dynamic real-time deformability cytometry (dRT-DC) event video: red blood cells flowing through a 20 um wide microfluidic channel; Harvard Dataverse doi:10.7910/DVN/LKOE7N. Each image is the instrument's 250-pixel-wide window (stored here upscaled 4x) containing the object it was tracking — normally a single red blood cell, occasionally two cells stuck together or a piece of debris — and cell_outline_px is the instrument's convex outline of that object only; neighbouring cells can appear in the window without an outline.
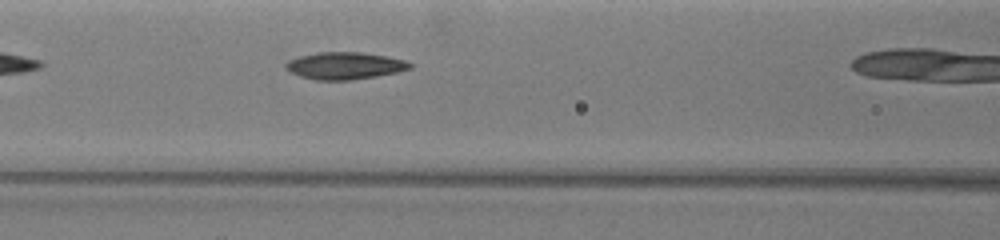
{"species": "common noctule bat (a hibernating species)", "species_latin": "Nyctalus noctula", "temperature_condition": "warm", "stored_images_in_passage": 6, "segment_of_instrument_passage": [1, 2], "camera_frame_rate_fps": 3000, "um_per_image_px": 0.085, "animal": {"sex": "female", "body_mass_g": 19.5, "forearm_length_mm": 54.1}, "frame": {"image": 1, "passage_image": 4, "time_ms": 1.667, "image_size_px": [1000, 240], "cell_outline_px": [[412, 68], [396, 72], [348, 80], [316, 80], [300, 76], [292, 72], [284, 64], [288, 60], [300, 56], [320, 52], [360, 52], [384, 56], [404, 60], [412, 64]], "centroid_in_image_um": [29.28, 5.58], "position_along_channel_um": 137.3, "area_um2": 19.19}}
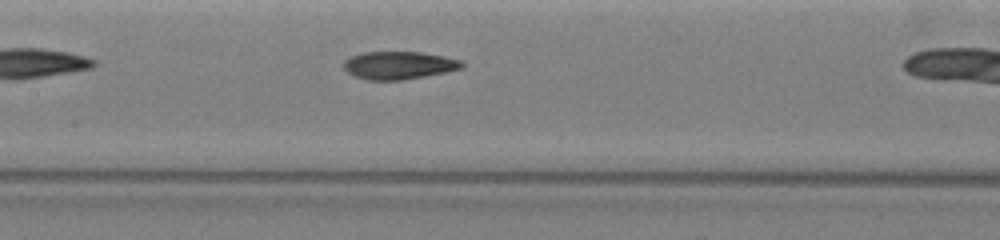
{"frame": {"image": 2, "passage_image": 5, "time_ms": 2.667, "image_size_px": [1000, 240], "cell_outline_px": [[464, 68], [444, 72], [400, 80], [368, 80], [356, 76], [348, 72], [344, 68], [344, 60], [352, 56], [364, 52], [420, 52], [444, 56], [460, 60], [464, 64]], "centroid_in_image_um": [33.91, 5.54], "position_along_channel_um": 173.5, "area_um2": 18.9}}